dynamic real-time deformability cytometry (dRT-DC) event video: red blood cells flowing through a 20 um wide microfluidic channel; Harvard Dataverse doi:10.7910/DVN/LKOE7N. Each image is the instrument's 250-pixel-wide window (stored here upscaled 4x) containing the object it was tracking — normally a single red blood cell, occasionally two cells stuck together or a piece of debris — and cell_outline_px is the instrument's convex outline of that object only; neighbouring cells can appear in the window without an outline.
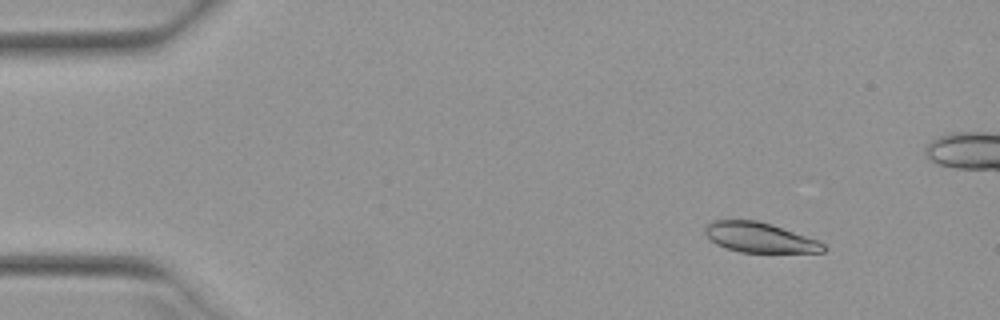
{"species": "Egyptian fruit bat (a non-hibernating species)", "species_latin": "Rousettus aegyptiacus", "temperature_condition": "warm", "stored_images_in_passage": 53, "camera_frame_rate_fps": 3000, "um_per_image_px": 0.085, "animal": {"sex": "female"}, "frame": {"image": 1, "passage_image": 7, "time_ms": 2.0, "image_size_px": [1000, 320], "cell_outline_px": [[828, 248], [824, 252], [740, 252], [716, 244], [704, 232], [704, 228], [712, 220], [756, 220], [772, 224], [820, 240]], "centroid_in_image_um": [64.62, 20.18], "position_along_channel_um": 20.4, "area_um2": 20.69}}
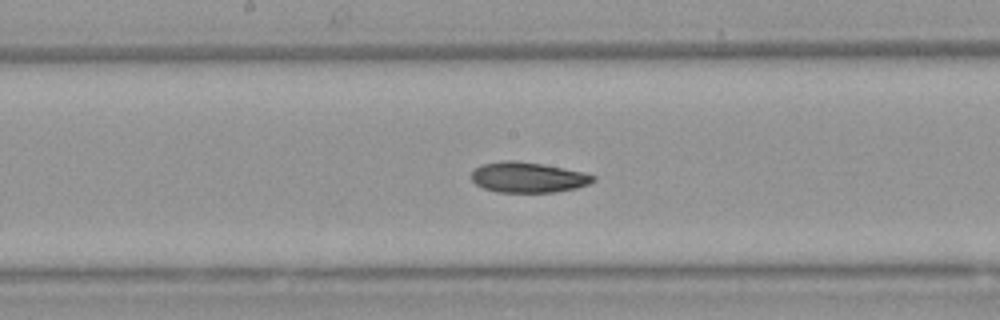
{"frame": {"image": 2, "passage_image": 28, "time_ms": 9.0, "image_size_px": [1000, 320], "cell_outline_px": [[596, 180], [588, 184], [576, 188], [556, 192], [496, 192], [484, 188], [476, 184], [472, 180], [472, 172], [480, 164], [504, 160], [516, 160], [540, 164], [580, 172], [596, 176]], "centroid_in_image_um": [44.85, 15.08], "position_along_channel_um": 203.4, "area_um2": 21.39}}
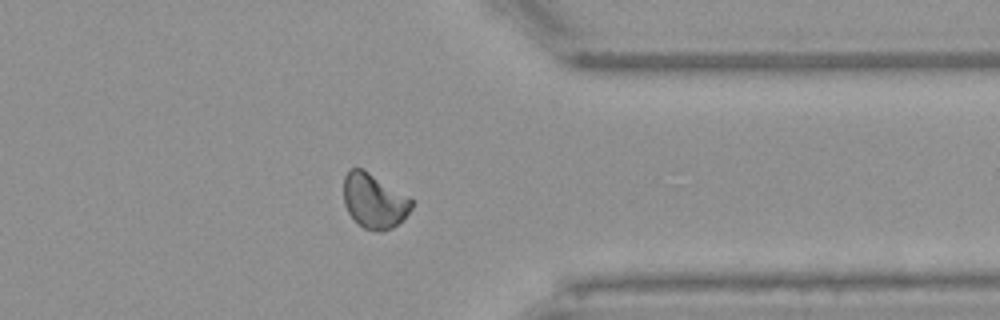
{"frame": {"image": 3, "passage_image": 42, "time_ms": 13.667, "image_size_px": [1000, 320], "cell_outline_px": [[412, 208], [404, 220], [392, 228], [380, 232], [376, 232], [364, 228], [348, 212], [344, 204], [344, 176], [348, 168], [364, 168], [412, 196]], "centroid_in_image_um": [31.85, 17.04], "position_along_channel_um": 379.6, "area_um2": 22.31}, "authors_computed_cell_mechanics": {"area_um2": 21.9062, "velocity_mm_per_s": 3.9393, "shape_relaxation_time_tau1_ms": null, "shape_relaxation_time_tau2_ms": 5.1358, "deformation_change_tau1": null, "deformation_change_tau2": 0.0907}}